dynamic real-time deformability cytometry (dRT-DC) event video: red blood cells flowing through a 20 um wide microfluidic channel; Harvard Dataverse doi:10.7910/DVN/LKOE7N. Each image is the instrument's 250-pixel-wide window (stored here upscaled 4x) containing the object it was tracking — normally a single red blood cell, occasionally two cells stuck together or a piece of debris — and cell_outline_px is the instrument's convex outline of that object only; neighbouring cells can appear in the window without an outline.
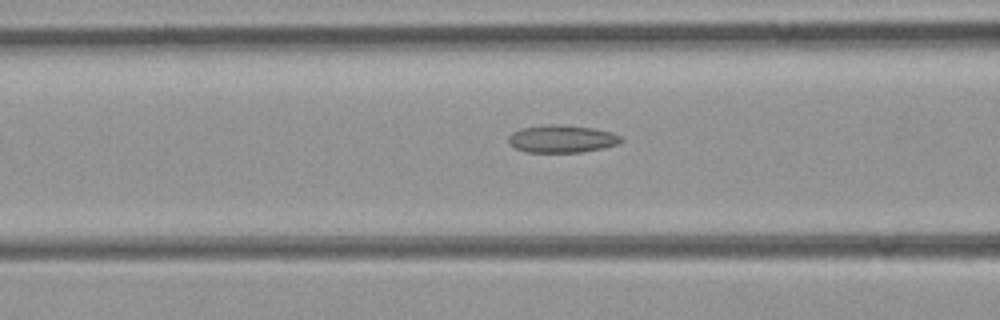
{"species": "common noctule bat (a hibernating species)", "species_latin": "Nyctalus noctula", "temperature_condition": "room temperature", "stored_images_in_passage": 41, "camera_frame_rate_fps": 3000, "um_per_image_px": 0.085, "animal": {"sex": "female", "body_mass_g": 21.9}, "frame": {"image": 1, "passage_image": 20, "time_ms": 6.333, "image_size_px": [1000, 320], "cell_outline_px": [[624, 140], [616, 144], [600, 148], [580, 152], [528, 152], [516, 148], [508, 144], [508, 136], [512, 132], [520, 128], [548, 124], [560, 124], [592, 128], [612, 132], [620, 136]], "centroid_in_image_um": [47.71, 11.79], "position_along_channel_um": 118.9, "area_um2": 18.03}}
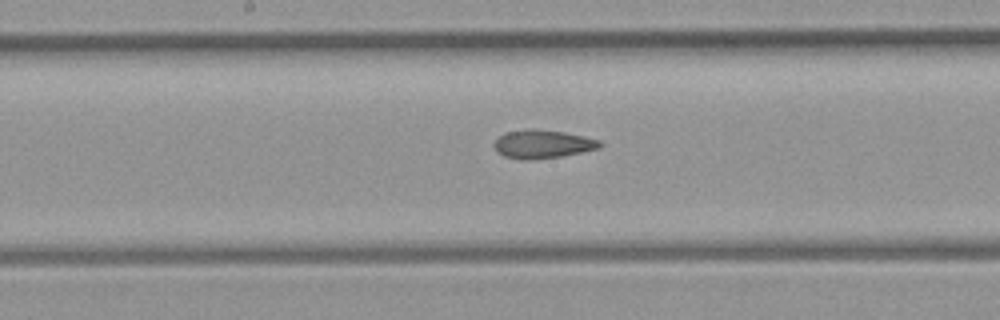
{"frame": {"image": 2, "passage_image": 26, "time_ms": 8.333, "image_size_px": [1000, 320], "cell_outline_px": [[604, 144], [596, 148], [580, 152], [560, 156], [528, 160], [524, 160], [504, 156], [496, 152], [492, 144], [504, 132], [532, 128], [564, 132], [584, 136], [600, 140]], "centroid_in_image_um": [46.07, 12.24], "position_along_channel_um": 202.1, "area_um2": 17.46}}
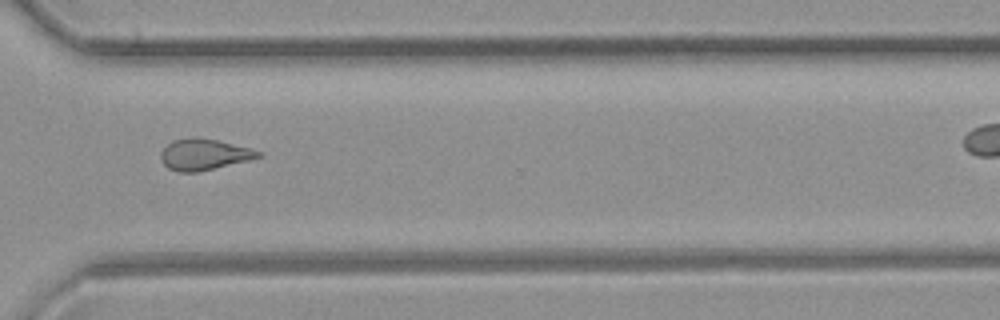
{"frame": {"image": 3, "passage_image": 37, "time_ms": 12.0, "image_size_px": [1000, 320], "cell_outline_px": [[264, 156], [248, 160], [196, 172], [180, 172], [168, 168], [160, 160], [160, 152], [172, 140], [192, 136], [196, 136], [216, 140], [252, 148], [264, 152]], "centroid_in_image_um": [17.35, 13.11], "position_along_channel_um": 353.3, "area_um2": 17.8}}